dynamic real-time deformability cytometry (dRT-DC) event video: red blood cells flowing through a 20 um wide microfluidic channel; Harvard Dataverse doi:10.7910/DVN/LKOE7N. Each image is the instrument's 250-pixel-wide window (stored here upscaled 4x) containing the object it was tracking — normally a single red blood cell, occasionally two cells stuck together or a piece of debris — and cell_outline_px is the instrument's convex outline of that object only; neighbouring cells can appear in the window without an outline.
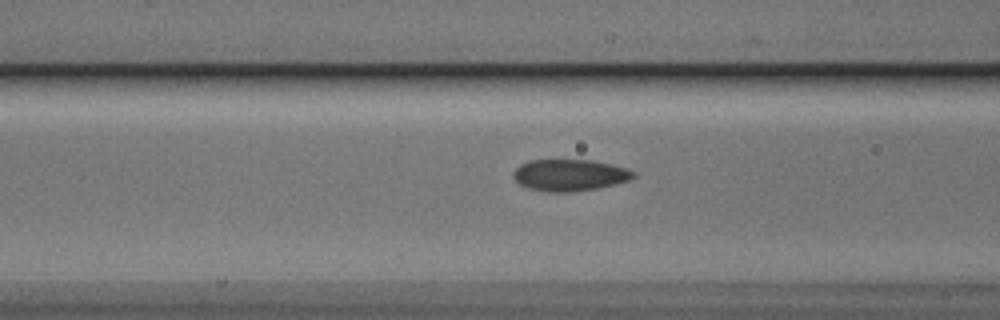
{"species": "Egyptian fruit bat (a non-hibernating species)", "species_latin": "Rousettus aegyptiacus", "temperature_condition": "cold", "stored_images_in_passage": 31, "camera_frame_rate_fps": 3000, "um_per_image_px": 0.085, "animal": {"sex": "male"}, "frame": {"image": 1, "passage_image": 9, "time_ms": 2.667, "image_size_px": [1000, 320], "cell_outline_px": [[636, 176], [628, 180], [616, 184], [596, 188], [572, 192], [548, 192], [528, 188], [520, 184], [512, 176], [512, 172], [520, 164], [528, 160], [592, 160], [612, 164], [636, 172]], "centroid_in_image_um": [48.4, 14.88], "position_along_channel_um": 118.2, "area_um2": 22.2}}
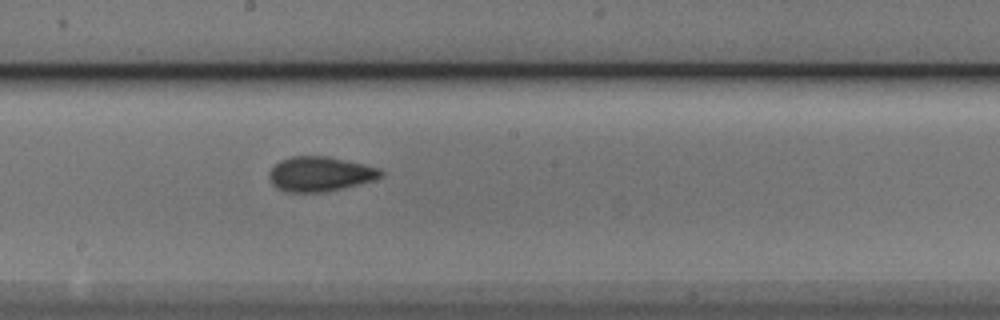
{"frame": {"image": 2, "passage_image": 17, "time_ms": 5.333, "image_size_px": [1000, 320], "cell_outline_px": [[384, 176], [372, 180], [344, 188], [324, 192], [284, 192], [276, 188], [272, 184], [268, 176], [268, 172], [280, 160], [292, 156], [328, 156], [364, 164], [380, 168], [384, 172]], "centroid_in_image_um": [27.19, 14.79], "position_along_channel_um": 221.0, "area_um2": 22.77}}
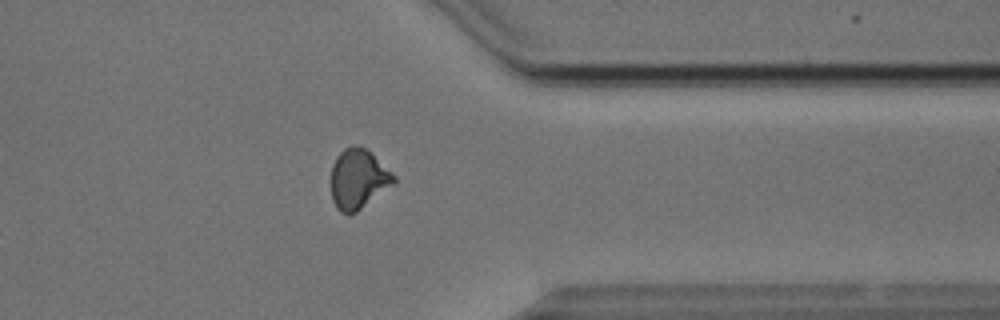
{"frame": {"image": 3, "passage_image": 30, "time_ms": 9.667, "image_size_px": [1000, 320], "cell_outline_px": [[396, 180], [356, 212], [348, 216], [340, 212], [336, 208], [332, 200], [332, 164], [336, 156], [344, 148], [352, 144], [360, 144], [372, 152], [396, 176]], "centroid_in_image_um": [30.42, 15.17], "position_along_channel_um": 381.0, "area_um2": 21.91}}